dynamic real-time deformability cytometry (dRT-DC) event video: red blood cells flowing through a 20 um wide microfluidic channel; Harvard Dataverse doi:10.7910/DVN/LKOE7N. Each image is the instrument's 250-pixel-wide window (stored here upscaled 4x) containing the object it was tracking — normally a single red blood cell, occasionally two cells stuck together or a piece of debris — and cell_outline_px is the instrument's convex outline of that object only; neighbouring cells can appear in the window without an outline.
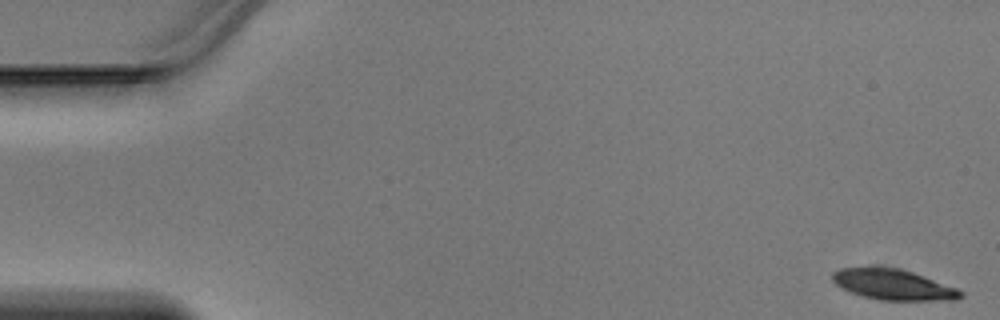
{"species": "Egyptian fruit bat (a non-hibernating species)", "species_latin": "Rousettus aegyptiacus", "temperature_condition": "warm", "stored_images_in_passage": 48, "camera_frame_rate_fps": 3000, "um_per_image_px": 0.085, "animal": {"sex": "male"}, "frame": {"image": 1, "passage_image": 1, "time_ms": 0.0, "image_size_px": [1000, 320], "cell_outline_px": [[964, 296], [952, 300], [880, 300], [848, 292], [836, 284], [832, 280], [832, 272], [840, 268], [900, 268], [924, 276], [956, 288], [964, 292]], "centroid_in_image_um": [75.92, 24.2], "position_along_channel_um": 9.1, "area_um2": 22.54}}
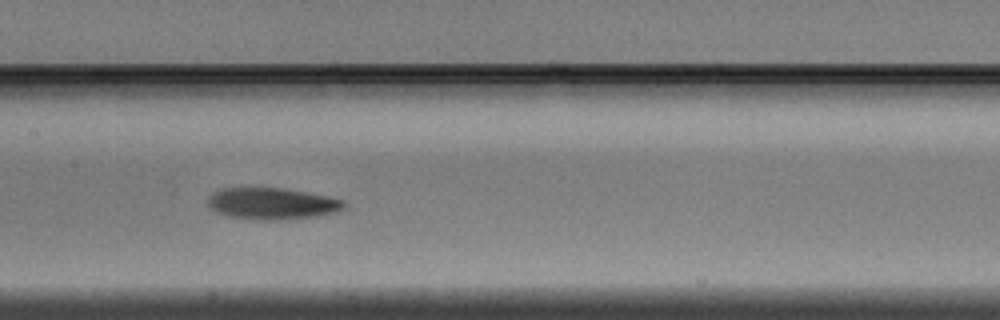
{"frame": {"image": 2, "passage_image": 23, "time_ms": 7.333, "image_size_px": [1000, 320], "cell_outline_px": [[348, 204], [344, 208], [336, 212], [316, 216], [284, 220], [252, 220], [228, 216], [216, 212], [208, 204], [208, 196], [220, 188], [248, 184], [260, 184], [284, 188], [328, 196], [344, 200]], "centroid_in_image_um": [23.07, 17.25], "position_along_channel_um": 184.3, "area_um2": 26.41}}
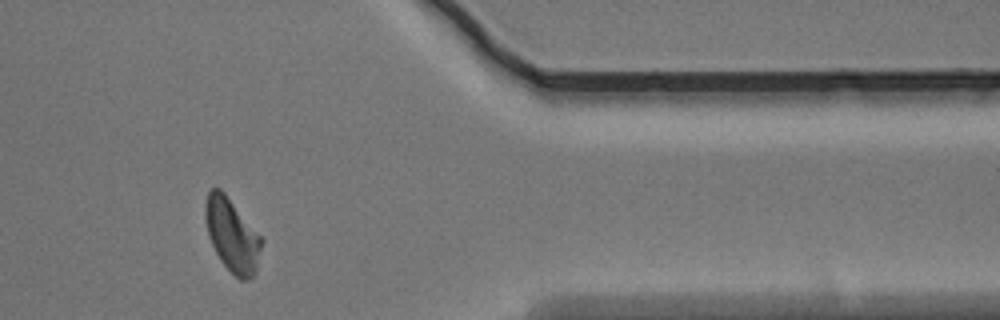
{"frame": {"image": 3, "passage_image": 39, "time_ms": 12.667, "image_size_px": [1000, 320], "cell_outline_px": [[264, 240], [256, 272], [252, 276], [244, 280], [240, 280], [220, 260], [212, 244], [208, 232], [204, 216], [204, 204], [208, 192], [212, 188], [220, 188], [224, 192]], "centroid_in_image_um": [19.73, 19.97], "position_along_channel_um": 391.7, "area_um2": 23.81}}